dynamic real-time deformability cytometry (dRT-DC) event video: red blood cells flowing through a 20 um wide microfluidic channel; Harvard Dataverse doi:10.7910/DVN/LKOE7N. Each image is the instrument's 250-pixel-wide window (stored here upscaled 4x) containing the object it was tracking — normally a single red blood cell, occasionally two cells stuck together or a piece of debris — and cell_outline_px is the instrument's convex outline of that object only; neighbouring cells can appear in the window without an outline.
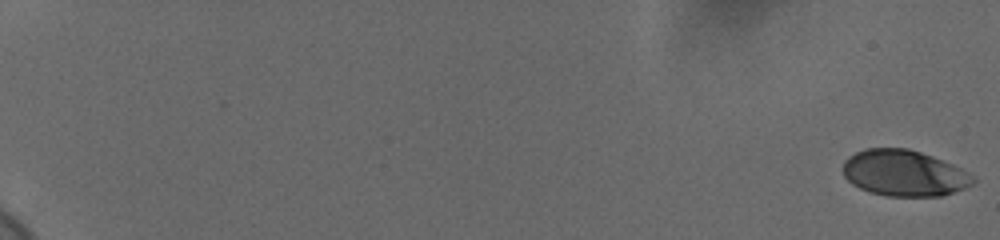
{"species": "human", "species_latin": "Homo sapiens", "temperature_condition": "cold", "stored_images_in_passage": 60, "camera_frame_rate_fps": 3000, "um_per_image_px": 0.085, "donor": {"sex": "female"}, "frame": {"image": 1, "passage_image": 1, "time_ms": 0.0, "image_size_px": [1000, 240], "cell_outline_px": [[976, 180], [972, 184], [964, 188], [940, 196], [888, 196], [868, 192], [852, 184], [844, 176], [840, 168], [844, 160], [848, 156], [864, 148], [908, 148], [932, 156], [952, 164], [976, 176]], "centroid_in_image_um": [76.81, 14.71], "position_along_channel_um": 8.2, "area_um2": 35.2}}
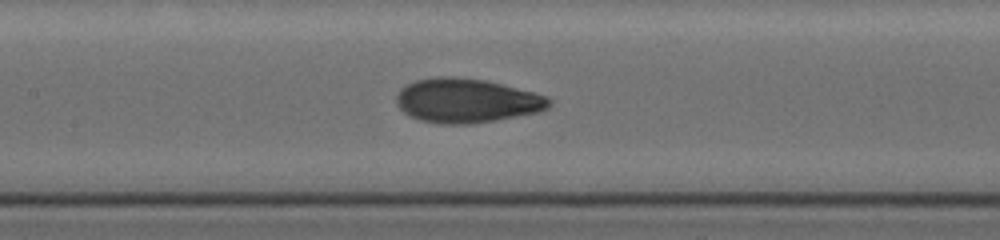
{"frame": {"image": 2, "passage_image": 33, "time_ms": 10.667, "image_size_px": [1000, 240], "cell_outline_px": [[552, 104], [548, 108], [540, 112], [496, 120], [472, 124], [440, 124], [420, 120], [408, 116], [396, 104], [396, 96], [400, 88], [404, 84], [416, 80], [436, 76], [452, 76], [484, 80], [548, 96], [552, 100]], "centroid_in_image_um": [39.64, 8.56], "position_along_channel_um": 167.8, "area_um2": 39.65}}
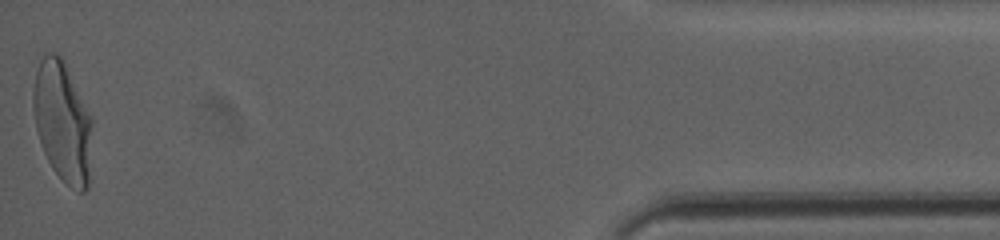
{"frame": {"image": 3, "passage_image": 60, "time_ms": 19.667, "image_size_px": [1000, 240], "cell_outline_px": [[92, 124], [88, 188], [84, 192], [80, 192], [64, 184], [52, 168], [44, 152], [36, 128], [32, 104], [32, 92], [36, 68], [40, 60], [48, 52], [56, 52], [64, 60], [92, 116]], "centroid_in_image_um": [5.31, 10.33], "position_along_channel_um": 429.9, "area_um2": 41.79}, "authors_computed_cell_mechanics": {"area_um2": 37.3099, "velocity_mm_per_s": 3.6715, "shape_relaxation_time_tau1_ms": 4.8861, "shape_relaxation_time_tau2_ms": 0.7304, "deformation_change_tau1": 0.1848, "deformation_change_tau2": 0.0544}}